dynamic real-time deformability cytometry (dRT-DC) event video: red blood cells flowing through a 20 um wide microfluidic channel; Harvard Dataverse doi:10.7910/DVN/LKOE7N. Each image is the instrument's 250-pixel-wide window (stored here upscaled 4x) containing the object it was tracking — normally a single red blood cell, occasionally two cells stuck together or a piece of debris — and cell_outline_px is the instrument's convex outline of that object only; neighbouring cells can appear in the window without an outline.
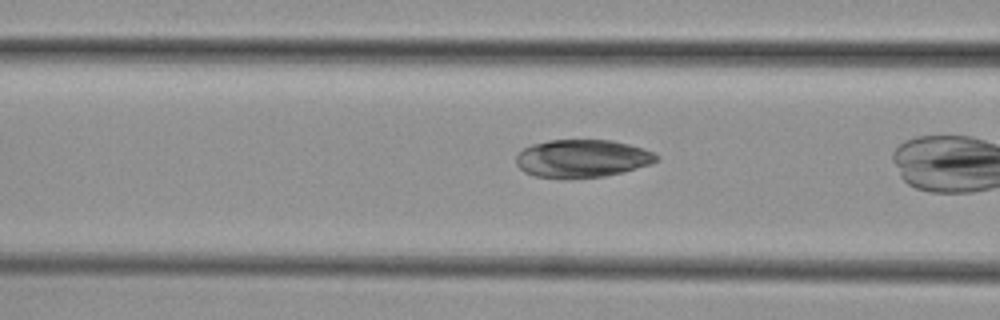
{"species": "common noctule bat (a hibernating species)", "species_latin": "Nyctalus noctula", "temperature_condition": "cold", "stored_images_in_passage": 29, "camera_frame_rate_fps": 3000, "um_per_image_px": 0.085, "animal": {"sex": "female", "body_mass_g": 29.2, "forearm_length_mm": 56.3}, "frame": {"image": 1, "passage_image": 17, "time_ms": 5.333, "image_size_px": [1000, 320], "cell_outline_px": [[660, 160], [624, 172], [604, 176], [568, 180], [564, 180], [536, 176], [524, 172], [516, 164], [516, 156], [524, 148], [532, 144], [548, 140], [612, 140], [644, 148], [660, 156]], "centroid_in_image_um": [49.47, 13.49], "position_along_channel_um": 117.1, "area_um2": 31.39}}